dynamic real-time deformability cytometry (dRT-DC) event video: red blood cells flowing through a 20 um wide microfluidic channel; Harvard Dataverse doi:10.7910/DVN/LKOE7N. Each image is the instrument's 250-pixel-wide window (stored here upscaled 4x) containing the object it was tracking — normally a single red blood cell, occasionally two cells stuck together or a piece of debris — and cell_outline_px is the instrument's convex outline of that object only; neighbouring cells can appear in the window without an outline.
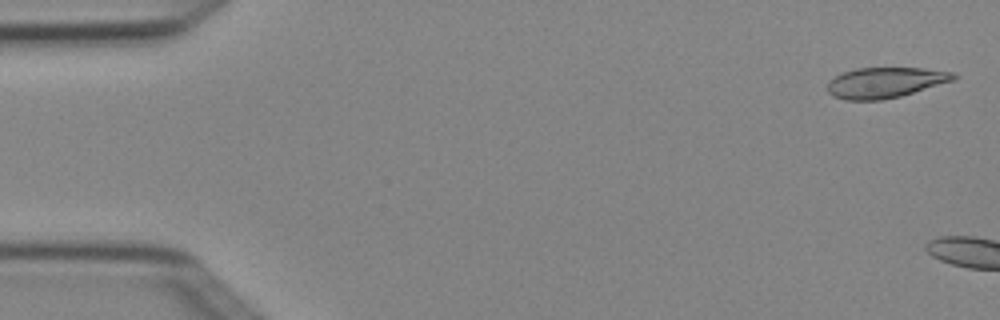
{"species": "Egyptian fruit bat (a non-hibernating species)", "species_latin": "Rousettus aegyptiacus", "temperature_condition": "cold", "stored_images_in_passage": 3, "camera_frame_rate_fps": 3000, "um_per_image_px": 0.085, "animal": {"sex": "female"}, "frame": {"image": 1, "passage_image": 1, "time_ms": 0.0, "image_size_px": [1000, 320], "cell_outline_px": [[960, 76], [956, 80], [900, 96], [880, 100], [844, 100], [832, 96], [828, 92], [828, 80], [840, 72], [856, 68], [924, 68], [956, 72]], "centroid_in_image_um": [75.26, 7.01], "position_along_channel_um": 9.7, "area_um2": 22.83}}